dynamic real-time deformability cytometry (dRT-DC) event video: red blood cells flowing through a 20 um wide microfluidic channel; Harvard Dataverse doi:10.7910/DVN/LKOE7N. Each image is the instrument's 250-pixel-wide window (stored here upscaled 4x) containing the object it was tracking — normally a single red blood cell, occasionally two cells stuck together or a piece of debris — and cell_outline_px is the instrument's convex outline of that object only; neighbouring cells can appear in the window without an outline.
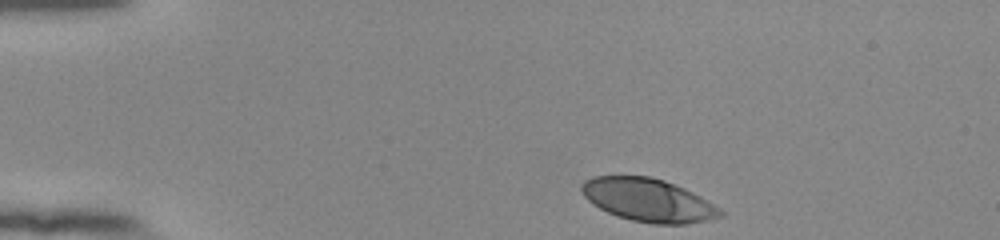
{"species": "human", "species_latin": "Homo sapiens", "temperature_condition": "room temperature", "stored_images_in_passage": 38, "camera_frame_rate_fps": 3000, "um_per_image_px": 0.085, "donor": {"sex": "female"}, "frame": {"image": 1, "passage_image": 1, "time_ms": 0.0, "image_size_px": [1000, 240], "cell_outline_px": [[724, 216], [708, 220], [684, 224], [656, 224], [632, 220], [616, 216], [592, 204], [584, 196], [580, 188], [580, 184], [584, 180], [592, 176], [652, 176], [664, 180], [684, 188], [700, 196], [720, 208], [724, 212]], "centroid_in_image_um": [55.09, 17.0], "position_along_channel_um": 29.9, "area_um2": 34.91}}
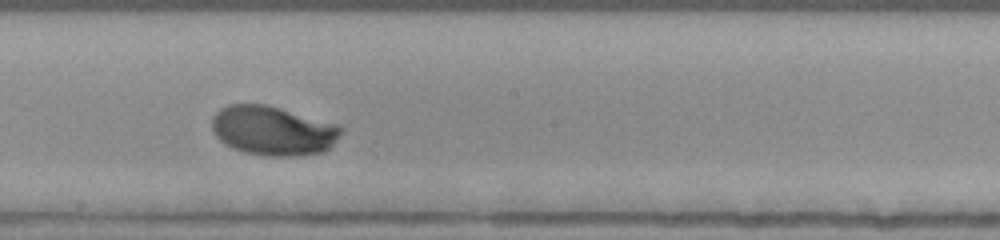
{"frame": {"image": 2, "passage_image": 22, "time_ms": 7.0, "image_size_px": [1000, 240], "cell_outline_px": [[344, 128], [336, 140], [328, 148], [320, 152], [296, 156], [268, 156], [244, 152], [232, 148], [224, 144], [212, 132], [212, 116], [220, 108], [228, 104], [268, 104], [340, 124]], "centroid_in_image_um": [23.19, 11.09], "position_along_channel_um": 225.0, "area_um2": 37.51}}
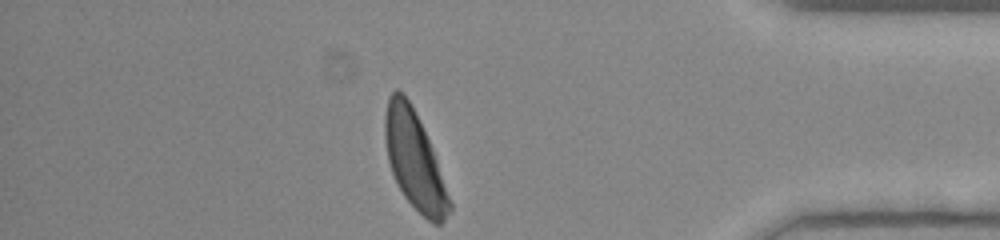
{"frame": {"image": 3, "passage_image": 38, "time_ms": 12.333, "image_size_px": [1000, 240], "cell_outline_px": [[452, 212], [440, 224], [432, 224], [404, 196], [392, 172], [388, 160], [384, 136], [384, 116], [388, 96], [396, 88], [404, 92], [432, 148], [452, 204]], "centroid_in_image_um": [35.22, 13.63], "position_along_channel_um": 400.0, "area_um2": 36.07}, "authors_computed_cell_mechanics": {"area_um2": 35.8071, "velocity_mm_per_s": 3.84, "shape_relaxation_time_tau1_ms": 4.2367, "shape_relaxation_time_tau2_ms": null, "deformation_change_tau1": 0.2267, "deformation_change_tau2": null}}